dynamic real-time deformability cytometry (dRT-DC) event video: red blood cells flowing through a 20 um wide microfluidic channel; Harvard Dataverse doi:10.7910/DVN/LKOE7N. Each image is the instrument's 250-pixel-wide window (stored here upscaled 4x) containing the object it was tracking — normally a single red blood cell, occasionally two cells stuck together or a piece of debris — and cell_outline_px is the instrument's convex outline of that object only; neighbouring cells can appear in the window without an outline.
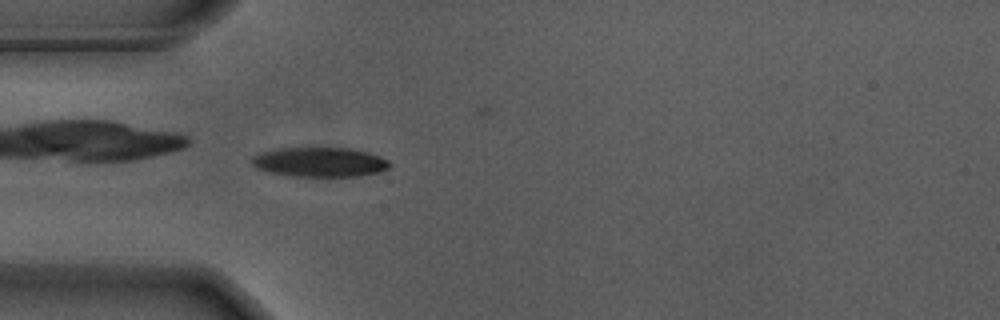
{"species": "Egyptian fruit bat (a non-hibernating species)", "species_latin": "Rousettus aegyptiacus", "temperature_condition": "warm", "stored_images_in_passage": 46, "camera_frame_rate_fps": 3000, "um_per_image_px": 0.085, "animal": {"sex": "male"}, "frame": {"image": 1, "passage_image": 16, "time_ms": 5.0, "image_size_px": [1000, 320], "cell_outline_px": [[392, 164], [388, 168], [380, 172], [360, 176], [288, 176], [268, 172], [256, 168], [252, 164], [252, 156], [276, 148], [352, 148], [368, 152], [380, 156], [388, 160]], "centroid_in_image_um": [27.2, 13.78], "position_along_channel_um": 57.8, "area_um2": 23.87}}
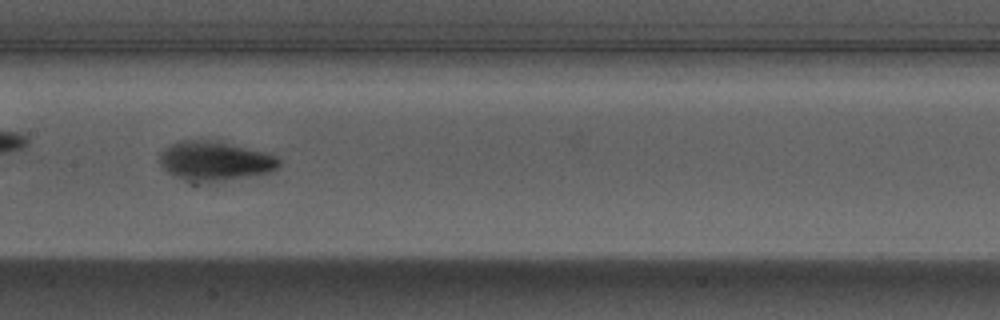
{"frame": {"image": 2, "passage_image": 27, "time_ms": 8.667, "image_size_px": [1000, 320], "cell_outline_px": [[280, 164], [276, 168], [268, 172], [248, 176], [224, 180], [196, 184], [188, 184], [168, 172], [160, 164], [160, 152], [172, 144], [180, 140], [204, 140], [264, 152], [276, 156], [280, 160]], "centroid_in_image_um": [18.19, 13.73], "position_along_channel_um": 189.2, "area_um2": 26.99}}
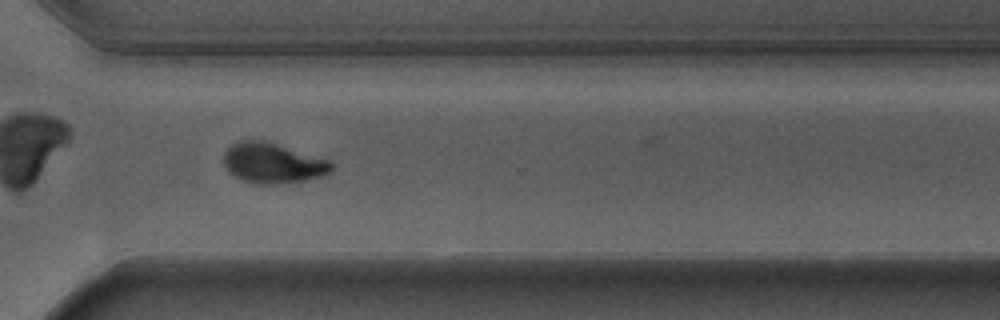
{"frame": {"image": 3, "passage_image": 40, "time_ms": 13.0, "image_size_px": [1000, 320], "cell_outline_px": [[332, 168], [324, 176], [304, 180], [268, 184], [252, 184], [240, 180], [228, 172], [224, 164], [224, 152], [232, 144], [240, 140], [264, 140], [332, 160]], "centroid_in_image_um": [23.17, 13.86], "position_along_channel_um": 347.4, "area_um2": 25.43}, "authors_computed_cell_mechanics": {"area_um2": 24.9696, "velocity_mm_per_s": 3.6634, "shape_relaxation_time_tau1_ms": 2.0639, "shape_relaxation_time_tau2_ms": 2.0405, "deformation_change_tau1": 0.1631, "deformation_change_tau2": 0.0486}}